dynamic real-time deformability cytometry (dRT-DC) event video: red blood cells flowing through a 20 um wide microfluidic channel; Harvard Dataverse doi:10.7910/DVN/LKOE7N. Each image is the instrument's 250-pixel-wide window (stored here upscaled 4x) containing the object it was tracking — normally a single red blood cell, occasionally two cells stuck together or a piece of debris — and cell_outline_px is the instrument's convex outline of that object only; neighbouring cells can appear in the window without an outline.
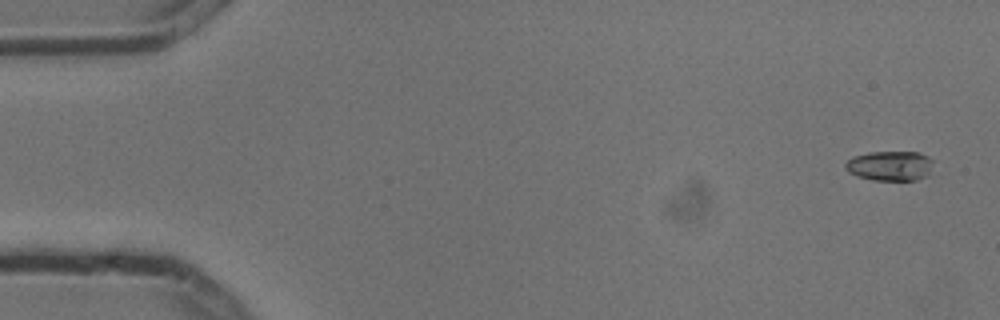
{"species": "common noctule bat (a hibernating species)", "species_latin": "Nyctalus noctula", "temperature_condition": "cold", "stored_images_in_passage": 6, "camera_frame_rate_fps": 3000, "um_per_image_px": 0.085, "animal": {"sex": "male", "body_mass_g": 13.3}, "frame": {"image": 1, "passage_image": 1, "time_ms": 0.0, "image_size_px": [1000, 320], "cell_outline_px": [[932, 160], [928, 176], [916, 180], [872, 180], [856, 176], [848, 172], [844, 168], [844, 164], [852, 156], [868, 152], [920, 152], [928, 156]], "centroid_in_image_um": [75.61, 14.09], "position_along_channel_um": 9.4, "area_um2": 15.43}}
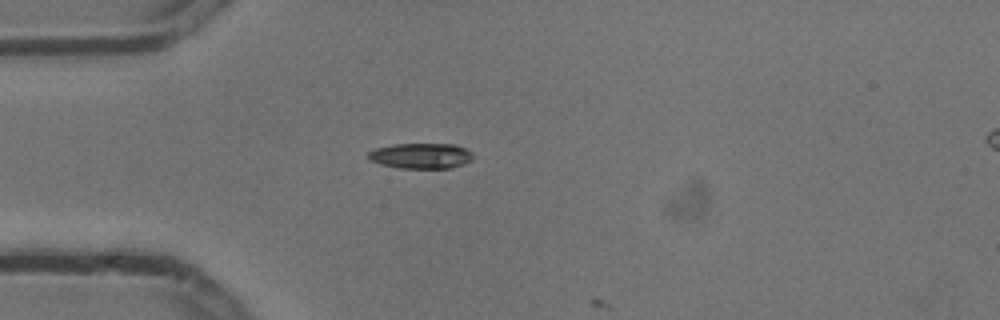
{"frame": {"image": 2, "passage_image": 5, "time_ms": 1.333, "image_size_px": [1000, 320], "cell_outline_px": [[472, 160], [464, 164], [452, 168], [400, 168], [380, 164], [368, 160], [368, 152], [372, 148], [392, 144], [456, 144], [472, 152]], "centroid_in_image_um": [35.75, 13.24], "position_along_channel_um": 49.3, "area_um2": 15.78}}